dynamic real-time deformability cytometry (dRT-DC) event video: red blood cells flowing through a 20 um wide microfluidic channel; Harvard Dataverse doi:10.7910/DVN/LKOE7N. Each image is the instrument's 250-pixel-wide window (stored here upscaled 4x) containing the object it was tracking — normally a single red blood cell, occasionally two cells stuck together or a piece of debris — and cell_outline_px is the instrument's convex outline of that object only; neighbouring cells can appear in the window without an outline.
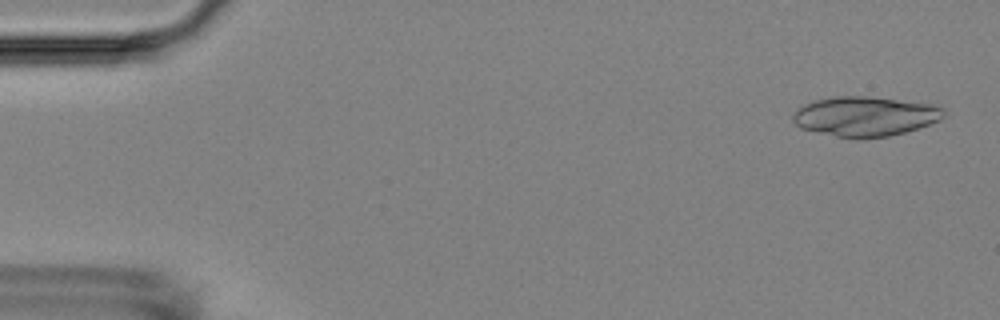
{"species": "Egyptian fruit bat (a non-hibernating species)", "species_latin": "Rousettus aegyptiacus", "temperature_condition": "room temperature", "stored_images_in_passage": 8, "camera_frame_rate_fps": 3000, "um_per_image_px": 0.085, "animal": {"sex": "female"}, "frame": {"image": 1, "passage_image": 1, "time_ms": 0.0, "image_size_px": [1000, 320], "cell_outline_px": [[944, 116], [940, 120], [904, 132], [888, 136], [860, 140], [836, 136], [800, 128], [792, 120], [792, 112], [804, 104], [816, 100], [832, 96], [868, 96], [940, 104], [944, 108]], "centroid_in_image_um": [73.54, 9.88], "position_along_channel_um": 11.5, "area_um2": 35.43}}